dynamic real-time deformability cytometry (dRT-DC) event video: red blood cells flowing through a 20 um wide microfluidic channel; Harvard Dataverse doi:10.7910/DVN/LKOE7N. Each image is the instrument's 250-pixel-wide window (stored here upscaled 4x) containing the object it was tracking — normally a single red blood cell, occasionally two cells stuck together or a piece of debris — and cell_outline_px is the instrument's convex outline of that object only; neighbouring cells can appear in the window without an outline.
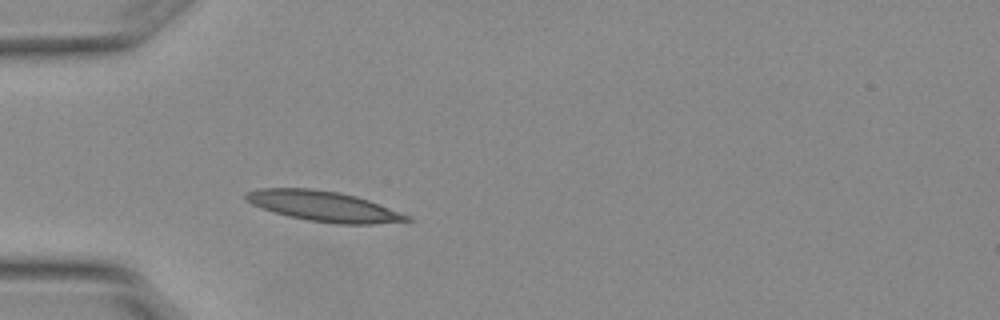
{"species": "Egyptian fruit bat (a non-hibernating species)", "species_latin": "Rousettus aegyptiacus", "temperature_condition": "warm", "stored_images_in_passage": 4, "camera_frame_rate_fps": 3000, "um_per_image_px": 0.085, "animal": {"sex": "female"}, "frame": {"image": 1, "passage_image": 4, "time_ms": 1.0, "image_size_px": [1000, 320], "cell_outline_px": [[416, 220], [372, 224], [336, 224], [308, 220], [288, 216], [252, 204], [244, 196], [244, 192], [260, 188], [312, 188], [336, 192], [356, 196], [368, 200], [412, 216]], "centroid_in_image_um": [27.55, 17.53], "position_along_channel_um": 57.4, "area_um2": 28.26}}